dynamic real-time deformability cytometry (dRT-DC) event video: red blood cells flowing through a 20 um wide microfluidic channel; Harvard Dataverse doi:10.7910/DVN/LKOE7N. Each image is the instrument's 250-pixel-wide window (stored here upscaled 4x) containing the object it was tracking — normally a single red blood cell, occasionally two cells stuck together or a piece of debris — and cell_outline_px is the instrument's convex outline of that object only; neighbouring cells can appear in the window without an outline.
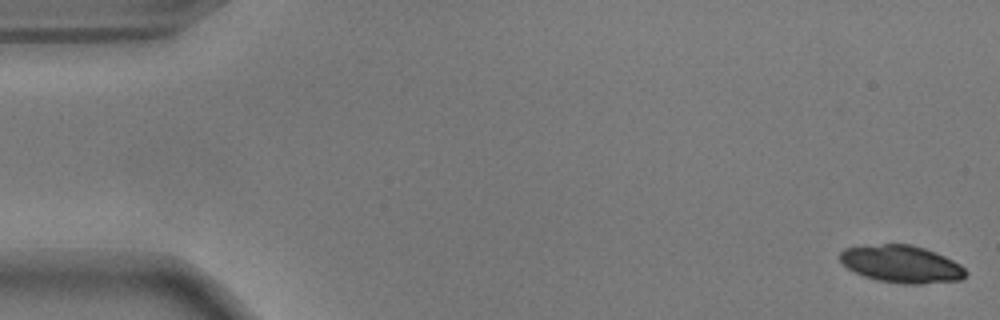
{"species": "common noctule bat (a hibernating species)", "species_latin": "Nyctalus noctula", "temperature_condition": "warm", "stored_images_in_passage": 55, "camera_frame_rate_fps": 3000, "um_per_image_px": 0.085, "animal": {"sex": "male", "body_mass_g": 17.9}, "frame": {"image": 1, "passage_image": 1, "time_ms": 0.0, "image_size_px": [1000, 320], "cell_outline_px": [[968, 272], [960, 280], [924, 284], [904, 284], [876, 280], [864, 276], [848, 268], [840, 260], [840, 252], [844, 248], [884, 244], [912, 244], [936, 252], [960, 264]], "centroid_in_image_um": [76.65, 22.45], "position_along_channel_um": 8.4, "area_um2": 27.28}}
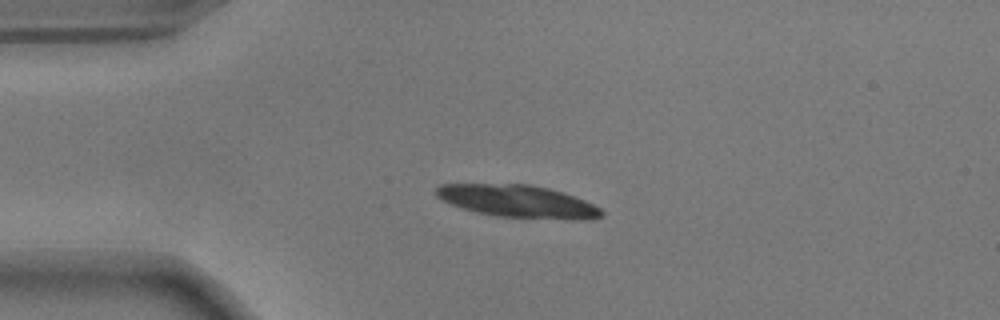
{"frame": {"image": 2, "passage_image": 13, "time_ms": 4.0, "image_size_px": [1000, 320], "cell_outline_px": [[604, 216], [588, 220], [580, 220], [496, 216], [476, 212], [440, 200], [436, 196], [436, 188], [440, 184], [532, 184], [564, 192], [584, 200], [600, 208], [604, 212]], "centroid_in_image_um": [44.05, 17.11], "position_along_channel_um": 41.0, "area_um2": 31.33}, "authors_computed_cell_mechanics": {"area_um2": 29.1312, "velocity_mm_per_s": 3.6678, "shape_relaxation_time_tau1_ms": 1.731, "shape_relaxation_time_tau2_ms": 5.0398, "deformation_change_tau1": 0.3307, "deformation_change_tau2": 0.095}}